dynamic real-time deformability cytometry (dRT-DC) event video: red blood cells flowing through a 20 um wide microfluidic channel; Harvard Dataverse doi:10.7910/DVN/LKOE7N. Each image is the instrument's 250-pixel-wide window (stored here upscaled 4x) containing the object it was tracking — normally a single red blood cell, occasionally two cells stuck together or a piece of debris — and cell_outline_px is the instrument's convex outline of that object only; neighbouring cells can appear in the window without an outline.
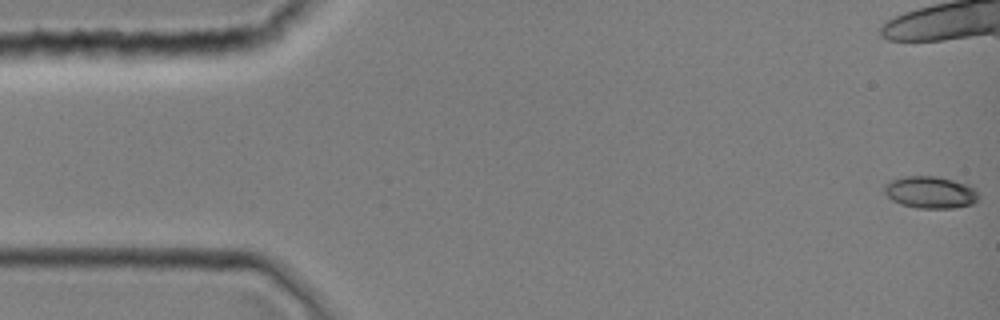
{"species": "common noctule bat (a hibernating species)", "species_latin": "Nyctalus noctula", "temperature_condition": "room temperature", "stored_images_in_passage": 1, "camera_frame_rate_fps": 3000, "um_per_image_px": 0.085, "animal": {"sex": "female", "body_mass_g": 19.0, "forearm_length_mm": 51.5}, "frame": {"image": 1, "passage_image": 1, "time_ms": 0.0, "image_size_px": [1000, 320], "cell_outline_px": [[980, 196], [972, 204], [956, 208], [916, 208], [900, 204], [892, 200], [884, 192], [884, 184], [888, 180], [904, 176], [936, 176], [968, 184], [976, 188]], "centroid_in_image_um": [79.08, 16.34], "position_along_channel_um": 5.9, "area_um2": 17.86}}